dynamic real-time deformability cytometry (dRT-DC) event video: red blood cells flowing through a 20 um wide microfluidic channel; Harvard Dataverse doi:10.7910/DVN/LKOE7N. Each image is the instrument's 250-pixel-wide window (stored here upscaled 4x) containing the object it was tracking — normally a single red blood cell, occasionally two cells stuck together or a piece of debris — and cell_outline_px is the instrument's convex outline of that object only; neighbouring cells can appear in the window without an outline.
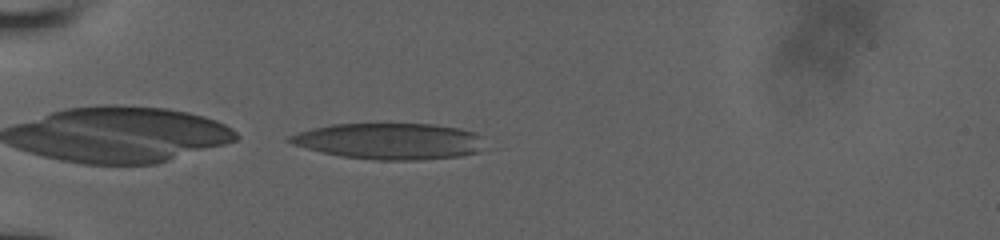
{"species": "human", "species_latin": "Homo sapiens", "temperature_condition": "room temperature", "stored_images_in_passage": 4, "camera_frame_rate_fps": 3000, "um_per_image_px": 0.085, "donor": {"sex": "male"}, "frame": {"image": 1, "passage_image": 1, "time_ms": 0.0, "image_size_px": [1000, 240], "cell_outline_px": [[480, 136], [476, 152], [460, 156], [420, 160], [376, 160], [340, 156], [292, 144], [284, 140], [288, 136], [312, 128], [332, 124], [432, 124], [460, 128], [476, 132]], "centroid_in_image_um": [33.04, 11.99], "position_along_channel_um": 52.0, "area_um2": 40.75}}